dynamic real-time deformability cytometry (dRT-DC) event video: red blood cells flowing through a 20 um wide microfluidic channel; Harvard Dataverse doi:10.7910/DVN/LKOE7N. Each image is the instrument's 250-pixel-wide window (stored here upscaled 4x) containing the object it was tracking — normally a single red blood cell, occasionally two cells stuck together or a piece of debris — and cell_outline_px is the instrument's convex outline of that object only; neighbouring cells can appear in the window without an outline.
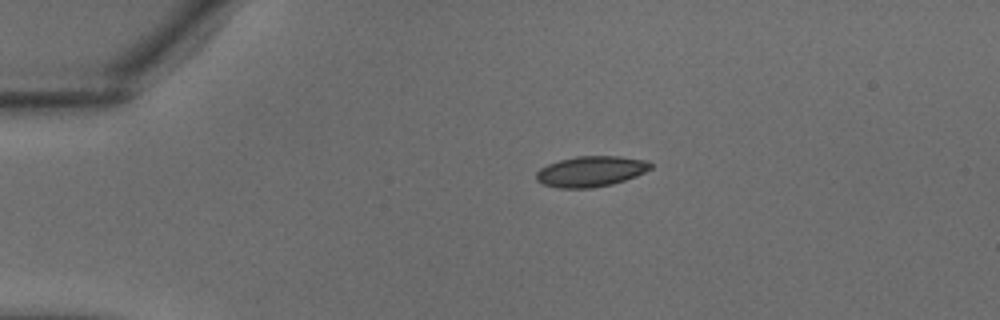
{"species": "common noctule bat (a hibernating species)", "species_latin": "Nyctalus noctula", "temperature_condition": "warm", "stored_images_in_passage": 30, "camera_frame_rate_fps": 3000, "um_per_image_px": 0.085, "animal": {"sex": "male", "body_mass_g": 18.8}, "frame": {"image": 1, "passage_image": 1, "time_ms": 0.0, "image_size_px": [1000, 320], "cell_outline_px": [[652, 168], [636, 176], [612, 184], [592, 188], [560, 188], [544, 184], [536, 180], [536, 172], [540, 168], [548, 164], [560, 160], [576, 156], [620, 156], [644, 160], [652, 164]], "centroid_in_image_um": [50.21, 14.56], "position_along_channel_um": 34.8, "area_um2": 20.29}}
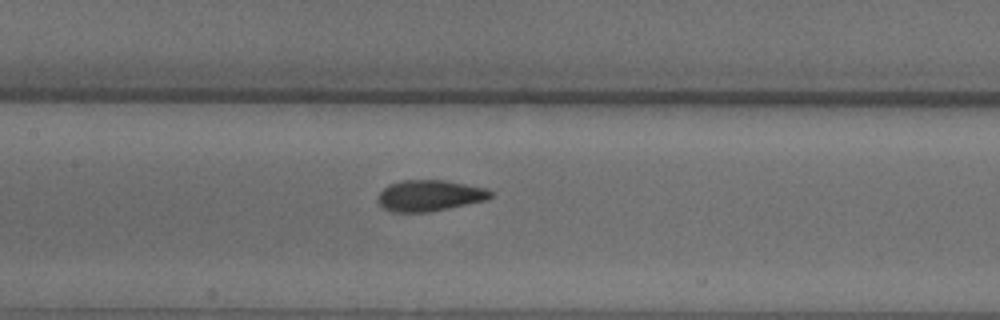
{"frame": {"image": 2, "passage_image": 11, "time_ms": 3.333, "image_size_px": [1000, 320], "cell_outline_px": [[492, 196], [484, 200], [448, 208], [428, 212], [392, 212], [384, 208], [376, 200], [380, 192], [388, 184], [400, 180], [444, 180], [484, 188], [492, 192]], "centroid_in_image_um": [36.45, 16.62], "position_along_channel_um": 171.0, "area_um2": 20.23}}
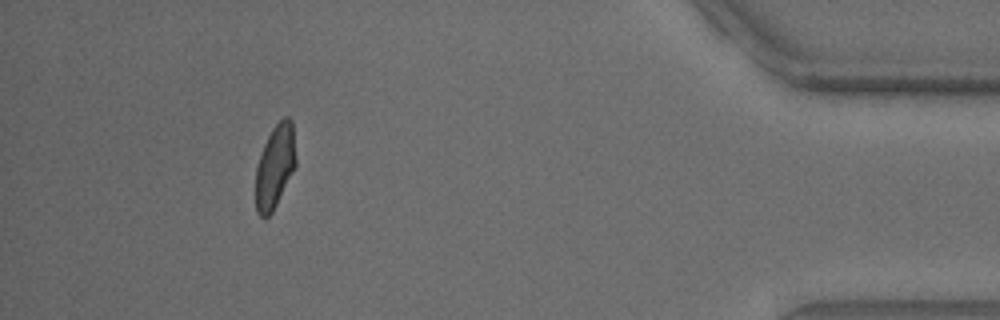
{"frame": {"image": 3, "passage_image": 27, "time_ms": 8.667, "image_size_px": [1000, 320], "cell_outline_px": [[296, 168], [272, 212], [264, 220], [256, 212], [256, 168], [264, 144], [272, 128], [284, 116], [288, 116], [292, 120], [296, 156]], "centroid_in_image_um": [23.39, 14.16], "position_along_channel_um": 411.8, "area_um2": 19.71}}